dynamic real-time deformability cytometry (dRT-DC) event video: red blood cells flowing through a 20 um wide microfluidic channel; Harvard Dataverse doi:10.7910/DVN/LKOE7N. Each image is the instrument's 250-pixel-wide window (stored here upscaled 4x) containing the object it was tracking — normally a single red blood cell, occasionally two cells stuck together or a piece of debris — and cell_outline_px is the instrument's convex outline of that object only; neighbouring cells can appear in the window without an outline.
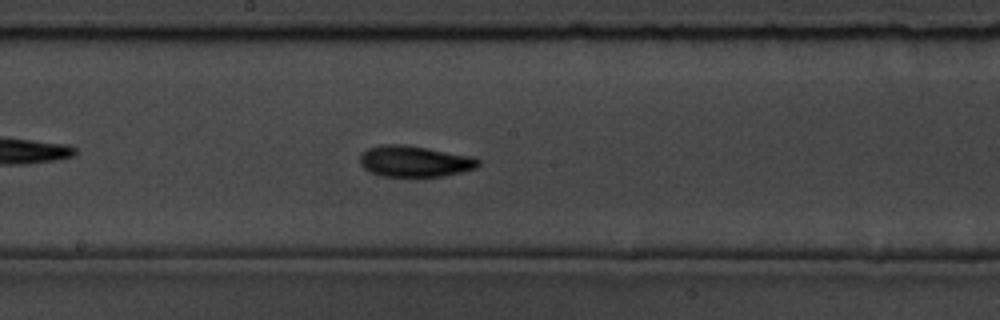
{"species": "common noctule bat (a hibernating species)", "species_latin": "Nyctalus noctula", "temperature_condition": "room temperature", "stored_images_in_passage": 38, "camera_frame_rate_fps": 3000, "um_per_image_px": 0.085, "animal": {"sex": "male", "body_mass_g": 19.5, "forearm_length_mm": 54.6}, "frame": {"image": 1, "passage_image": 17, "time_ms": 5.333, "image_size_px": [1000, 320], "cell_outline_px": [[480, 164], [476, 168], [444, 176], [380, 176], [368, 172], [360, 164], [360, 152], [368, 148], [384, 144], [404, 144], [428, 148], [472, 156], [480, 160]], "centroid_in_image_um": [35.21, 13.7], "position_along_channel_um": 213.0, "area_um2": 21.62}, "authors_computed_cell_mechanics": {"area_um2": 20.23, "velocity_mm_per_s": 3.5269, "shape_relaxation_time_tau1_ms": 3.835, "shape_relaxation_time_tau2_ms": 4.3508, "deformation_change_tau1": 0.1173, "deformation_change_tau2": 0.0995}}